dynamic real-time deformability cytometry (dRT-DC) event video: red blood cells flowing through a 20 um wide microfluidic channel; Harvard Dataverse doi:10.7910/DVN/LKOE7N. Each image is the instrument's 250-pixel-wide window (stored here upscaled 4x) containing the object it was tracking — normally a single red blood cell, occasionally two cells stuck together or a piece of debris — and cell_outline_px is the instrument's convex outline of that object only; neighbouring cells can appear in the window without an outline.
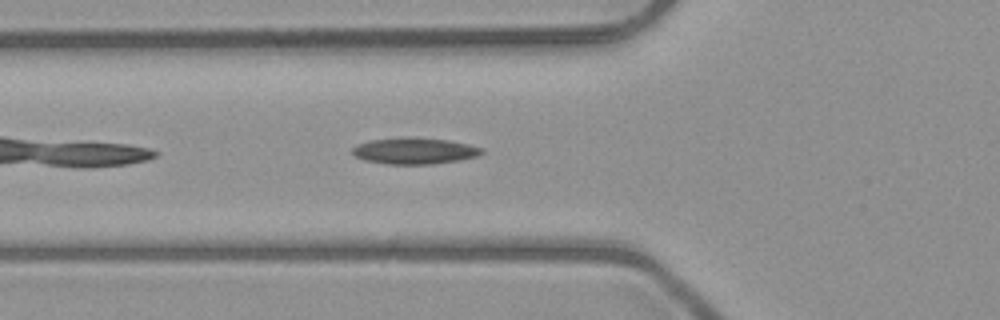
{"species": "common noctule bat (a hibernating species)", "species_latin": "Nyctalus noctula", "temperature_condition": "room temperature", "stored_images_in_passage": 34, "camera_frame_rate_fps": 3000, "um_per_image_px": 0.085, "animal": {"sex": "male", "body_mass_g": 23.1, "forearm_length_mm": 52.7}, "frame": {"image": 1, "passage_image": 4, "time_ms": 1.0, "image_size_px": [1000, 320], "cell_outline_px": [[484, 152], [476, 156], [456, 160], [432, 164], [388, 164], [364, 160], [356, 156], [352, 152], [352, 148], [356, 144], [372, 140], [408, 136], [448, 140], [468, 144], [484, 148]], "centroid_in_image_um": [35.22, 12.81], "position_along_channel_um": 90.6, "area_um2": 19.83}}
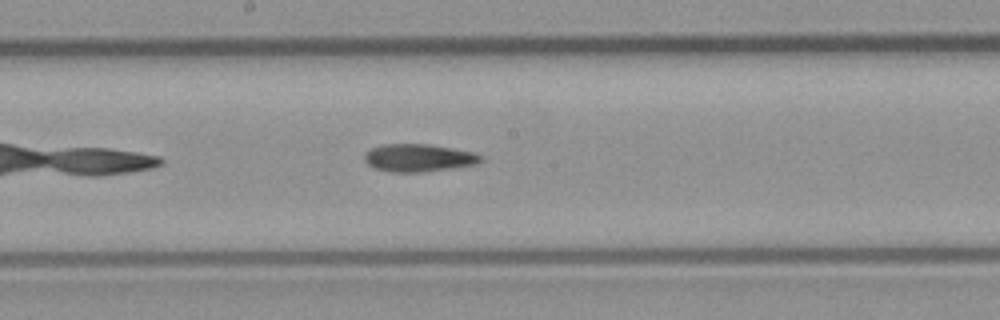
{"frame": {"image": 2, "passage_image": 13, "time_ms": 4.0, "image_size_px": [1000, 320], "cell_outline_px": [[484, 160], [476, 164], [452, 168], [420, 172], [392, 172], [376, 168], [368, 164], [364, 160], [364, 152], [372, 148], [384, 144], [428, 144], [452, 148], [472, 152], [484, 156]], "centroid_in_image_um": [35.59, 13.41], "position_along_channel_um": 212.6, "area_um2": 18.73}}
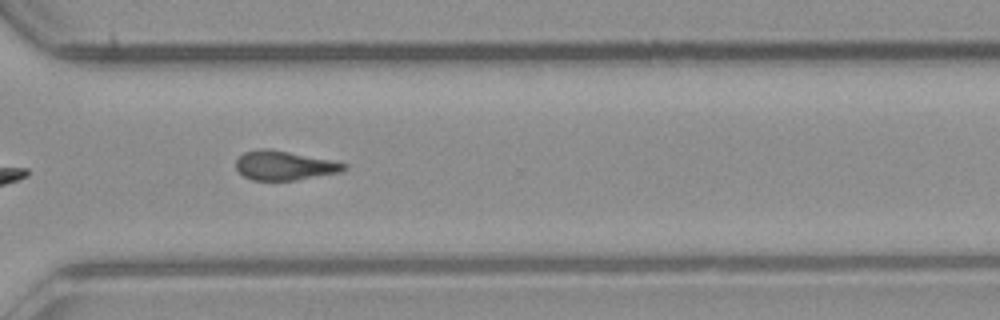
{"frame": {"image": 3, "passage_image": 23, "time_ms": 7.333, "image_size_px": [1000, 320], "cell_outline_px": [[348, 168], [340, 172], [296, 180], [252, 180], [244, 176], [236, 168], [236, 160], [244, 152], [256, 148], [268, 148], [348, 164]], "centroid_in_image_um": [24.14, 14.07], "position_along_channel_um": 346.5, "area_um2": 18.21}}